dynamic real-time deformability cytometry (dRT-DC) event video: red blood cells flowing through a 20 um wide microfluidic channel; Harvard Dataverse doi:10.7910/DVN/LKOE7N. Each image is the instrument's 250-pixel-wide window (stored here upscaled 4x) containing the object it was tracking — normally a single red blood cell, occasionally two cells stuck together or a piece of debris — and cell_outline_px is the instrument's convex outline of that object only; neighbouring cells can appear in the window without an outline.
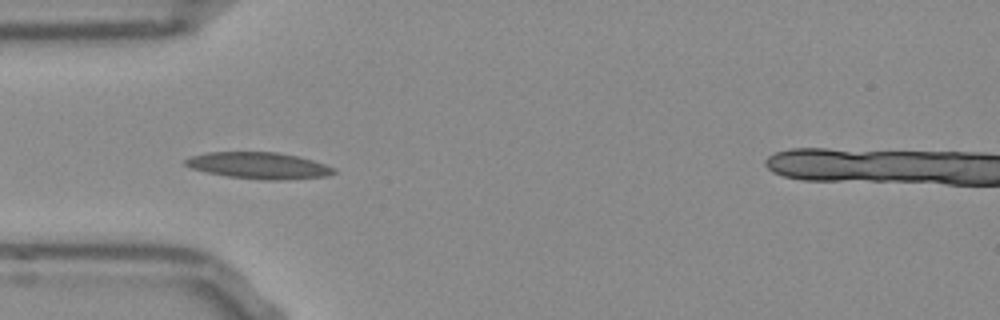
{"species": "Egyptian fruit bat (a non-hibernating species)", "species_latin": "Rousettus aegyptiacus", "temperature_condition": "room temperature", "stored_images_in_passage": 14, "camera_frame_rate_fps": 3000, "um_per_image_px": 0.085, "frame": {"image": 1, "passage_image": 5, "time_ms": 1.333, "image_size_px": [1000, 320], "cell_outline_px": [[336, 172], [324, 176], [280, 180], [264, 180], [228, 176], [208, 172], [192, 168], [184, 164], [184, 160], [192, 156], [208, 152], [276, 152], [296, 156], [312, 160], [336, 168]], "centroid_in_image_um": [22.0, 14.07], "position_along_channel_um": 63.0, "area_um2": 22.6}}
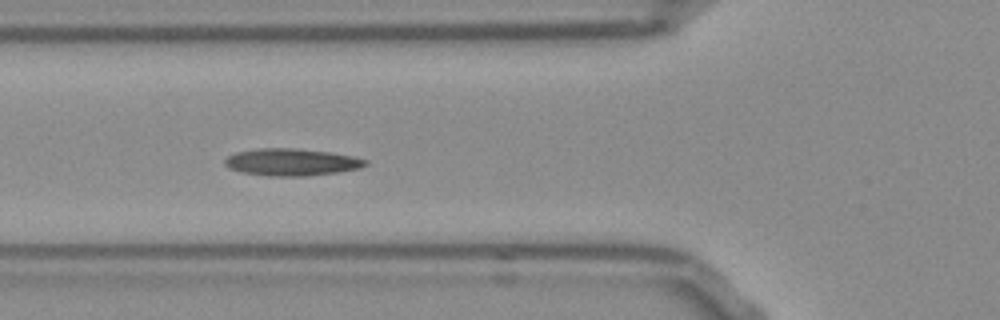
{"frame": {"image": 2, "passage_image": 8, "time_ms": 2.333, "image_size_px": [1000, 320], "cell_outline_px": [[368, 164], [360, 168], [336, 172], [304, 176], [272, 176], [244, 172], [228, 168], [224, 164], [224, 160], [228, 156], [236, 152], [260, 148], [296, 148], [332, 152], [352, 156], [368, 160]], "centroid_in_image_um": [24.79, 13.77], "position_along_channel_um": 101.0, "area_um2": 22.14}}